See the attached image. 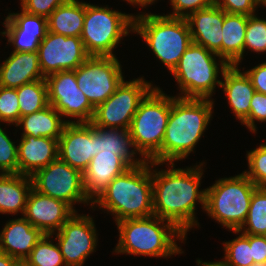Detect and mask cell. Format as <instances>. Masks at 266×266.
<instances>
[{
	"instance_id": "obj_1",
	"label": "cell",
	"mask_w": 266,
	"mask_h": 266,
	"mask_svg": "<svg viewBox=\"0 0 266 266\" xmlns=\"http://www.w3.org/2000/svg\"><path fill=\"white\" fill-rule=\"evenodd\" d=\"M152 171V198L154 216L173 223L185 235L192 226L199 223L195 219L196 202L205 210L206 190H199L203 175L202 165L193 168Z\"/></svg>"
},
{
	"instance_id": "obj_2",
	"label": "cell",
	"mask_w": 266,
	"mask_h": 266,
	"mask_svg": "<svg viewBox=\"0 0 266 266\" xmlns=\"http://www.w3.org/2000/svg\"><path fill=\"white\" fill-rule=\"evenodd\" d=\"M214 101L172 96V104L161 147V163L187 158L210 123Z\"/></svg>"
},
{
	"instance_id": "obj_3",
	"label": "cell",
	"mask_w": 266,
	"mask_h": 266,
	"mask_svg": "<svg viewBox=\"0 0 266 266\" xmlns=\"http://www.w3.org/2000/svg\"><path fill=\"white\" fill-rule=\"evenodd\" d=\"M150 161L132 166L116 176L92 202L115 216L116 223L127 218L154 215L152 198V167Z\"/></svg>"
},
{
	"instance_id": "obj_4",
	"label": "cell",
	"mask_w": 266,
	"mask_h": 266,
	"mask_svg": "<svg viewBox=\"0 0 266 266\" xmlns=\"http://www.w3.org/2000/svg\"><path fill=\"white\" fill-rule=\"evenodd\" d=\"M116 224L119 241L115 253L165 258L183 253L174 237L183 242L186 235L167 220L153 215L146 218H127Z\"/></svg>"
},
{
	"instance_id": "obj_5",
	"label": "cell",
	"mask_w": 266,
	"mask_h": 266,
	"mask_svg": "<svg viewBox=\"0 0 266 266\" xmlns=\"http://www.w3.org/2000/svg\"><path fill=\"white\" fill-rule=\"evenodd\" d=\"M138 33L167 69L172 72L185 50L193 43L186 18L157 14L134 16L133 31Z\"/></svg>"
},
{
	"instance_id": "obj_6",
	"label": "cell",
	"mask_w": 266,
	"mask_h": 266,
	"mask_svg": "<svg viewBox=\"0 0 266 266\" xmlns=\"http://www.w3.org/2000/svg\"><path fill=\"white\" fill-rule=\"evenodd\" d=\"M171 104L172 97L155 86L141 101L133 116L128 131L135 149L146 161L161 163V147Z\"/></svg>"
},
{
	"instance_id": "obj_7",
	"label": "cell",
	"mask_w": 266,
	"mask_h": 266,
	"mask_svg": "<svg viewBox=\"0 0 266 266\" xmlns=\"http://www.w3.org/2000/svg\"><path fill=\"white\" fill-rule=\"evenodd\" d=\"M206 188L205 211L222 226L239 230L245 222L253 192L258 188L244 173L221 178Z\"/></svg>"
},
{
	"instance_id": "obj_8",
	"label": "cell",
	"mask_w": 266,
	"mask_h": 266,
	"mask_svg": "<svg viewBox=\"0 0 266 266\" xmlns=\"http://www.w3.org/2000/svg\"><path fill=\"white\" fill-rule=\"evenodd\" d=\"M134 16L85 3L81 40L89 56L115 57L122 37L133 31ZM130 30V32H129Z\"/></svg>"
},
{
	"instance_id": "obj_9",
	"label": "cell",
	"mask_w": 266,
	"mask_h": 266,
	"mask_svg": "<svg viewBox=\"0 0 266 266\" xmlns=\"http://www.w3.org/2000/svg\"><path fill=\"white\" fill-rule=\"evenodd\" d=\"M220 61L217 64L216 58ZM228 64L217 54L201 45L192 43L181 56L178 65L171 74L177 80L182 98L211 99L216 84L220 86L218 73L223 74Z\"/></svg>"
},
{
	"instance_id": "obj_10",
	"label": "cell",
	"mask_w": 266,
	"mask_h": 266,
	"mask_svg": "<svg viewBox=\"0 0 266 266\" xmlns=\"http://www.w3.org/2000/svg\"><path fill=\"white\" fill-rule=\"evenodd\" d=\"M154 87L143 78L122 81L115 92L95 108L93 126L129 130L139 104Z\"/></svg>"
},
{
	"instance_id": "obj_11",
	"label": "cell",
	"mask_w": 266,
	"mask_h": 266,
	"mask_svg": "<svg viewBox=\"0 0 266 266\" xmlns=\"http://www.w3.org/2000/svg\"><path fill=\"white\" fill-rule=\"evenodd\" d=\"M31 177L32 188L41 194L64 201L75 212L73 204L90 203L83 186V173L59 157Z\"/></svg>"
},
{
	"instance_id": "obj_12",
	"label": "cell",
	"mask_w": 266,
	"mask_h": 266,
	"mask_svg": "<svg viewBox=\"0 0 266 266\" xmlns=\"http://www.w3.org/2000/svg\"><path fill=\"white\" fill-rule=\"evenodd\" d=\"M121 68L116 56H90L75 69L77 85L94 108L107 100L122 83Z\"/></svg>"
},
{
	"instance_id": "obj_13",
	"label": "cell",
	"mask_w": 266,
	"mask_h": 266,
	"mask_svg": "<svg viewBox=\"0 0 266 266\" xmlns=\"http://www.w3.org/2000/svg\"><path fill=\"white\" fill-rule=\"evenodd\" d=\"M48 103L61 117L77 118L78 122H91L95 108L79 89L75 70L60 71L45 77Z\"/></svg>"
},
{
	"instance_id": "obj_14",
	"label": "cell",
	"mask_w": 266,
	"mask_h": 266,
	"mask_svg": "<svg viewBox=\"0 0 266 266\" xmlns=\"http://www.w3.org/2000/svg\"><path fill=\"white\" fill-rule=\"evenodd\" d=\"M42 74L46 77L60 71L75 70L90 56L81 37L47 32L37 50Z\"/></svg>"
},
{
	"instance_id": "obj_15",
	"label": "cell",
	"mask_w": 266,
	"mask_h": 266,
	"mask_svg": "<svg viewBox=\"0 0 266 266\" xmlns=\"http://www.w3.org/2000/svg\"><path fill=\"white\" fill-rule=\"evenodd\" d=\"M55 239L65 266H83L98 242L93 218L75 212L57 231Z\"/></svg>"
},
{
	"instance_id": "obj_16",
	"label": "cell",
	"mask_w": 266,
	"mask_h": 266,
	"mask_svg": "<svg viewBox=\"0 0 266 266\" xmlns=\"http://www.w3.org/2000/svg\"><path fill=\"white\" fill-rule=\"evenodd\" d=\"M98 151V127L90 122H67L58 139V157L84 172Z\"/></svg>"
},
{
	"instance_id": "obj_17",
	"label": "cell",
	"mask_w": 266,
	"mask_h": 266,
	"mask_svg": "<svg viewBox=\"0 0 266 266\" xmlns=\"http://www.w3.org/2000/svg\"><path fill=\"white\" fill-rule=\"evenodd\" d=\"M74 213L64 201L41 194L32 188L23 217L44 234L53 235Z\"/></svg>"
},
{
	"instance_id": "obj_18",
	"label": "cell",
	"mask_w": 266,
	"mask_h": 266,
	"mask_svg": "<svg viewBox=\"0 0 266 266\" xmlns=\"http://www.w3.org/2000/svg\"><path fill=\"white\" fill-rule=\"evenodd\" d=\"M225 13L216 4H213L210 7L191 13L186 18L193 43L205 47L220 58Z\"/></svg>"
},
{
	"instance_id": "obj_19",
	"label": "cell",
	"mask_w": 266,
	"mask_h": 266,
	"mask_svg": "<svg viewBox=\"0 0 266 266\" xmlns=\"http://www.w3.org/2000/svg\"><path fill=\"white\" fill-rule=\"evenodd\" d=\"M130 167L115 153L99 152L83 172L86 196L93 202L109 183Z\"/></svg>"
},
{
	"instance_id": "obj_20",
	"label": "cell",
	"mask_w": 266,
	"mask_h": 266,
	"mask_svg": "<svg viewBox=\"0 0 266 266\" xmlns=\"http://www.w3.org/2000/svg\"><path fill=\"white\" fill-rule=\"evenodd\" d=\"M17 145L18 174L32 176L58 158V139L22 135Z\"/></svg>"
},
{
	"instance_id": "obj_21",
	"label": "cell",
	"mask_w": 266,
	"mask_h": 266,
	"mask_svg": "<svg viewBox=\"0 0 266 266\" xmlns=\"http://www.w3.org/2000/svg\"><path fill=\"white\" fill-rule=\"evenodd\" d=\"M44 235L24 217L9 220L0 233V252L26 259Z\"/></svg>"
},
{
	"instance_id": "obj_22",
	"label": "cell",
	"mask_w": 266,
	"mask_h": 266,
	"mask_svg": "<svg viewBox=\"0 0 266 266\" xmlns=\"http://www.w3.org/2000/svg\"><path fill=\"white\" fill-rule=\"evenodd\" d=\"M45 79L42 74L38 52H16L0 65V86L18 88L26 83Z\"/></svg>"
},
{
	"instance_id": "obj_23",
	"label": "cell",
	"mask_w": 266,
	"mask_h": 266,
	"mask_svg": "<svg viewBox=\"0 0 266 266\" xmlns=\"http://www.w3.org/2000/svg\"><path fill=\"white\" fill-rule=\"evenodd\" d=\"M220 87L223 88L228 103L237 119L242 123L250 112V103L256 90L245 71L241 72L238 65H228L223 74Z\"/></svg>"
},
{
	"instance_id": "obj_24",
	"label": "cell",
	"mask_w": 266,
	"mask_h": 266,
	"mask_svg": "<svg viewBox=\"0 0 266 266\" xmlns=\"http://www.w3.org/2000/svg\"><path fill=\"white\" fill-rule=\"evenodd\" d=\"M248 16L225 13L222 26L221 58L228 65H239L244 54Z\"/></svg>"
},
{
	"instance_id": "obj_25",
	"label": "cell",
	"mask_w": 266,
	"mask_h": 266,
	"mask_svg": "<svg viewBox=\"0 0 266 266\" xmlns=\"http://www.w3.org/2000/svg\"><path fill=\"white\" fill-rule=\"evenodd\" d=\"M32 189L30 176L22 174H0V213L25 212L27 198Z\"/></svg>"
},
{
	"instance_id": "obj_26",
	"label": "cell",
	"mask_w": 266,
	"mask_h": 266,
	"mask_svg": "<svg viewBox=\"0 0 266 266\" xmlns=\"http://www.w3.org/2000/svg\"><path fill=\"white\" fill-rule=\"evenodd\" d=\"M61 118V114L49 104L38 112L20 117L16 127L22 126L21 128L24 130L22 135L59 139L65 124L75 122Z\"/></svg>"
},
{
	"instance_id": "obj_27",
	"label": "cell",
	"mask_w": 266,
	"mask_h": 266,
	"mask_svg": "<svg viewBox=\"0 0 266 266\" xmlns=\"http://www.w3.org/2000/svg\"><path fill=\"white\" fill-rule=\"evenodd\" d=\"M85 16V2L68 0L58 6L47 18L48 31L68 36L80 37Z\"/></svg>"
},
{
	"instance_id": "obj_28",
	"label": "cell",
	"mask_w": 266,
	"mask_h": 266,
	"mask_svg": "<svg viewBox=\"0 0 266 266\" xmlns=\"http://www.w3.org/2000/svg\"><path fill=\"white\" fill-rule=\"evenodd\" d=\"M133 148V150H129ZM98 151L115 153L118 155L129 167L142 165L146 162L144 158L134 159L137 152L130 133L127 129L114 128H100L98 127ZM136 151V152H135Z\"/></svg>"
},
{
	"instance_id": "obj_29",
	"label": "cell",
	"mask_w": 266,
	"mask_h": 266,
	"mask_svg": "<svg viewBox=\"0 0 266 266\" xmlns=\"http://www.w3.org/2000/svg\"><path fill=\"white\" fill-rule=\"evenodd\" d=\"M17 89L20 117L38 112L49 105L45 79L26 83Z\"/></svg>"
},
{
	"instance_id": "obj_30",
	"label": "cell",
	"mask_w": 266,
	"mask_h": 266,
	"mask_svg": "<svg viewBox=\"0 0 266 266\" xmlns=\"http://www.w3.org/2000/svg\"><path fill=\"white\" fill-rule=\"evenodd\" d=\"M233 232L266 236V187H258L253 192L245 222L239 230Z\"/></svg>"
},
{
	"instance_id": "obj_31",
	"label": "cell",
	"mask_w": 266,
	"mask_h": 266,
	"mask_svg": "<svg viewBox=\"0 0 266 266\" xmlns=\"http://www.w3.org/2000/svg\"><path fill=\"white\" fill-rule=\"evenodd\" d=\"M50 237L45 234L26 258L33 266H65L59 245L53 244Z\"/></svg>"
},
{
	"instance_id": "obj_32",
	"label": "cell",
	"mask_w": 266,
	"mask_h": 266,
	"mask_svg": "<svg viewBox=\"0 0 266 266\" xmlns=\"http://www.w3.org/2000/svg\"><path fill=\"white\" fill-rule=\"evenodd\" d=\"M223 244L225 245L223 261L228 266H251L254 263L248 234L241 233L236 239Z\"/></svg>"
},
{
	"instance_id": "obj_33",
	"label": "cell",
	"mask_w": 266,
	"mask_h": 266,
	"mask_svg": "<svg viewBox=\"0 0 266 266\" xmlns=\"http://www.w3.org/2000/svg\"><path fill=\"white\" fill-rule=\"evenodd\" d=\"M6 30L1 32L8 38V43H12L16 52L37 51L42 39L36 34L21 32L7 17L3 22Z\"/></svg>"
},
{
	"instance_id": "obj_34",
	"label": "cell",
	"mask_w": 266,
	"mask_h": 266,
	"mask_svg": "<svg viewBox=\"0 0 266 266\" xmlns=\"http://www.w3.org/2000/svg\"><path fill=\"white\" fill-rule=\"evenodd\" d=\"M255 15L248 16L244 53L246 49L257 53L266 52V20Z\"/></svg>"
},
{
	"instance_id": "obj_35",
	"label": "cell",
	"mask_w": 266,
	"mask_h": 266,
	"mask_svg": "<svg viewBox=\"0 0 266 266\" xmlns=\"http://www.w3.org/2000/svg\"><path fill=\"white\" fill-rule=\"evenodd\" d=\"M10 13L7 18L24 33L36 34L43 39L48 32V20L43 16L27 13Z\"/></svg>"
},
{
	"instance_id": "obj_36",
	"label": "cell",
	"mask_w": 266,
	"mask_h": 266,
	"mask_svg": "<svg viewBox=\"0 0 266 266\" xmlns=\"http://www.w3.org/2000/svg\"><path fill=\"white\" fill-rule=\"evenodd\" d=\"M249 171L243 173L257 186L266 187V145L247 152Z\"/></svg>"
},
{
	"instance_id": "obj_37",
	"label": "cell",
	"mask_w": 266,
	"mask_h": 266,
	"mask_svg": "<svg viewBox=\"0 0 266 266\" xmlns=\"http://www.w3.org/2000/svg\"><path fill=\"white\" fill-rule=\"evenodd\" d=\"M20 120V108L16 88L0 86V122L14 123Z\"/></svg>"
},
{
	"instance_id": "obj_38",
	"label": "cell",
	"mask_w": 266,
	"mask_h": 266,
	"mask_svg": "<svg viewBox=\"0 0 266 266\" xmlns=\"http://www.w3.org/2000/svg\"><path fill=\"white\" fill-rule=\"evenodd\" d=\"M0 174L18 173V154L15 142H12L0 127Z\"/></svg>"
},
{
	"instance_id": "obj_39",
	"label": "cell",
	"mask_w": 266,
	"mask_h": 266,
	"mask_svg": "<svg viewBox=\"0 0 266 266\" xmlns=\"http://www.w3.org/2000/svg\"><path fill=\"white\" fill-rule=\"evenodd\" d=\"M255 120L266 121V94L255 92L250 103L249 116L241 123L249 128L251 132H256Z\"/></svg>"
},
{
	"instance_id": "obj_40",
	"label": "cell",
	"mask_w": 266,
	"mask_h": 266,
	"mask_svg": "<svg viewBox=\"0 0 266 266\" xmlns=\"http://www.w3.org/2000/svg\"><path fill=\"white\" fill-rule=\"evenodd\" d=\"M173 8L170 17L187 18L191 13L215 4V0H170Z\"/></svg>"
},
{
	"instance_id": "obj_41",
	"label": "cell",
	"mask_w": 266,
	"mask_h": 266,
	"mask_svg": "<svg viewBox=\"0 0 266 266\" xmlns=\"http://www.w3.org/2000/svg\"><path fill=\"white\" fill-rule=\"evenodd\" d=\"M21 9L27 13L48 18L50 14L60 5L68 0H20Z\"/></svg>"
},
{
	"instance_id": "obj_42",
	"label": "cell",
	"mask_w": 266,
	"mask_h": 266,
	"mask_svg": "<svg viewBox=\"0 0 266 266\" xmlns=\"http://www.w3.org/2000/svg\"><path fill=\"white\" fill-rule=\"evenodd\" d=\"M215 4L226 13L250 16L261 3L258 0H215Z\"/></svg>"
},
{
	"instance_id": "obj_43",
	"label": "cell",
	"mask_w": 266,
	"mask_h": 266,
	"mask_svg": "<svg viewBox=\"0 0 266 266\" xmlns=\"http://www.w3.org/2000/svg\"><path fill=\"white\" fill-rule=\"evenodd\" d=\"M257 92L266 94V62L245 71Z\"/></svg>"
},
{
	"instance_id": "obj_44",
	"label": "cell",
	"mask_w": 266,
	"mask_h": 266,
	"mask_svg": "<svg viewBox=\"0 0 266 266\" xmlns=\"http://www.w3.org/2000/svg\"><path fill=\"white\" fill-rule=\"evenodd\" d=\"M250 247L254 263L266 261V236L249 235Z\"/></svg>"
},
{
	"instance_id": "obj_45",
	"label": "cell",
	"mask_w": 266,
	"mask_h": 266,
	"mask_svg": "<svg viewBox=\"0 0 266 266\" xmlns=\"http://www.w3.org/2000/svg\"><path fill=\"white\" fill-rule=\"evenodd\" d=\"M14 261L13 257L0 252V266H14Z\"/></svg>"
},
{
	"instance_id": "obj_46",
	"label": "cell",
	"mask_w": 266,
	"mask_h": 266,
	"mask_svg": "<svg viewBox=\"0 0 266 266\" xmlns=\"http://www.w3.org/2000/svg\"><path fill=\"white\" fill-rule=\"evenodd\" d=\"M198 266H228L224 261L215 262H202L200 259L197 260Z\"/></svg>"
},
{
	"instance_id": "obj_47",
	"label": "cell",
	"mask_w": 266,
	"mask_h": 266,
	"mask_svg": "<svg viewBox=\"0 0 266 266\" xmlns=\"http://www.w3.org/2000/svg\"><path fill=\"white\" fill-rule=\"evenodd\" d=\"M14 266H33L27 259H15Z\"/></svg>"
},
{
	"instance_id": "obj_48",
	"label": "cell",
	"mask_w": 266,
	"mask_h": 266,
	"mask_svg": "<svg viewBox=\"0 0 266 266\" xmlns=\"http://www.w3.org/2000/svg\"><path fill=\"white\" fill-rule=\"evenodd\" d=\"M156 0H135V5L137 4L138 6L140 5L141 7H145L146 5H151L154 3Z\"/></svg>"
},
{
	"instance_id": "obj_49",
	"label": "cell",
	"mask_w": 266,
	"mask_h": 266,
	"mask_svg": "<svg viewBox=\"0 0 266 266\" xmlns=\"http://www.w3.org/2000/svg\"><path fill=\"white\" fill-rule=\"evenodd\" d=\"M251 266H266V261L265 262H259V263H253Z\"/></svg>"
},
{
	"instance_id": "obj_50",
	"label": "cell",
	"mask_w": 266,
	"mask_h": 266,
	"mask_svg": "<svg viewBox=\"0 0 266 266\" xmlns=\"http://www.w3.org/2000/svg\"><path fill=\"white\" fill-rule=\"evenodd\" d=\"M129 4L135 5V0H126Z\"/></svg>"
},
{
	"instance_id": "obj_51",
	"label": "cell",
	"mask_w": 266,
	"mask_h": 266,
	"mask_svg": "<svg viewBox=\"0 0 266 266\" xmlns=\"http://www.w3.org/2000/svg\"><path fill=\"white\" fill-rule=\"evenodd\" d=\"M263 6H266V0H258Z\"/></svg>"
}]
</instances>
